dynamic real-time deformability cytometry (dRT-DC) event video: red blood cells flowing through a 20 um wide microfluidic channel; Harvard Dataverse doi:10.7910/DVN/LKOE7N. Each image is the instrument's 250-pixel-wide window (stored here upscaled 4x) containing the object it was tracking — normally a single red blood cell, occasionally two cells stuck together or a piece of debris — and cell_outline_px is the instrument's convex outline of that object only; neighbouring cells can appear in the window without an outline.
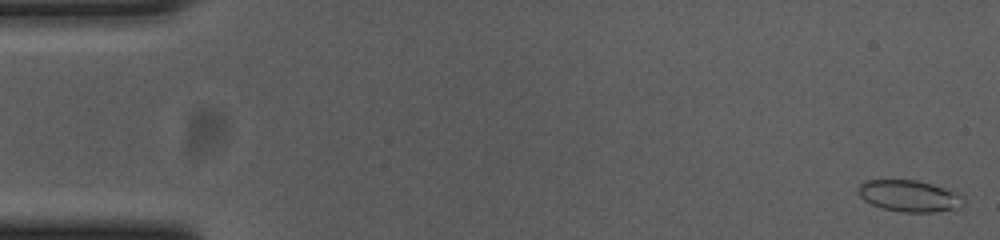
{"species": "common noctule bat (a hibernating species)", "species_latin": "Nyctalus noctula", "temperature_condition": "cold", "stored_images_in_passage": 48, "camera_frame_rate_fps": 3000, "um_per_image_px": 0.085, "animal": {"sex": "female", "body_mass_g": 23.0, "forearm_length_mm": 53.4}, "frame": {"image": 1, "passage_image": 1, "time_ms": 0.0, "image_size_px": [1000, 240], "cell_outline_px": [[964, 204], [960, 208], [932, 212], [900, 212], [880, 208], [864, 200], [860, 196], [860, 184], [864, 180], [916, 180], [932, 184], [960, 192], [964, 196]], "centroid_in_image_um": [77.35, 16.66], "position_along_channel_um": 7.6, "area_um2": 19.54}}
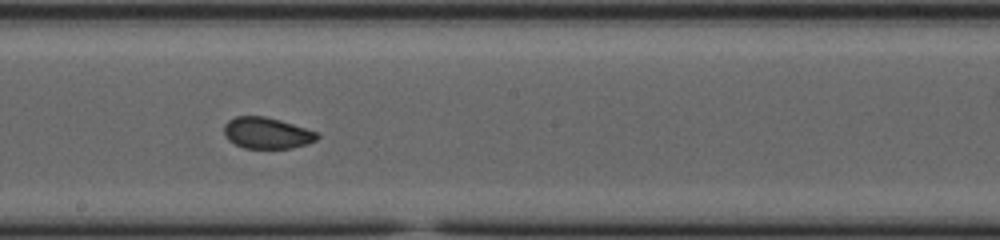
{"frame": {"image": 2, "passage_image": 30, "time_ms": 9.667, "image_size_px": [1000, 240], "cell_outline_px": [[320, 136], [316, 140], [308, 144], [292, 148], [244, 148], [228, 140], [224, 132], [224, 124], [228, 120], [236, 116], [264, 116], [280, 120], [320, 132]], "centroid_in_image_um": [22.72, 11.3], "position_along_channel_um": 225.5, "area_um2": 17.11}}
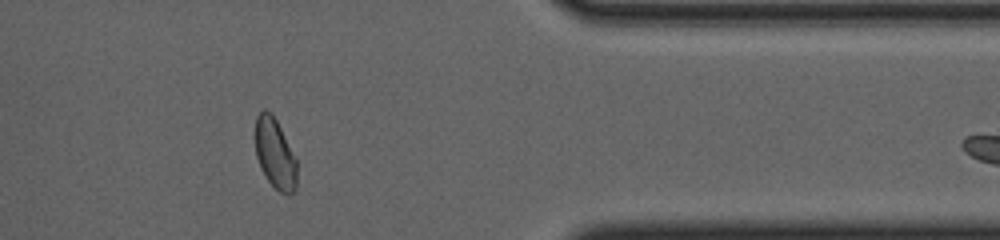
{"frame": {"image": 3, "passage_image": 45, "time_ms": 14.667, "image_size_px": [1000, 240], "cell_outline_px": [[296, 188], [288, 196], [280, 192], [268, 180], [260, 168], [256, 156], [256, 116], [264, 108], [272, 112], [296, 160]], "centroid_in_image_um": [23.36, 13.06], "position_along_channel_um": 388.0, "area_um2": 16.76}, "authors_computed_cell_mechanics": {"area_um2": 17.6001, "velocity_mm_per_s": 3.6755, "shape_relaxation_time_tau1_ms": 8.4881, "shape_relaxation_time_tau2_ms": 1.5036, "deformation_change_tau1": 0.1194, "deformation_change_tau2": 0.0404}}